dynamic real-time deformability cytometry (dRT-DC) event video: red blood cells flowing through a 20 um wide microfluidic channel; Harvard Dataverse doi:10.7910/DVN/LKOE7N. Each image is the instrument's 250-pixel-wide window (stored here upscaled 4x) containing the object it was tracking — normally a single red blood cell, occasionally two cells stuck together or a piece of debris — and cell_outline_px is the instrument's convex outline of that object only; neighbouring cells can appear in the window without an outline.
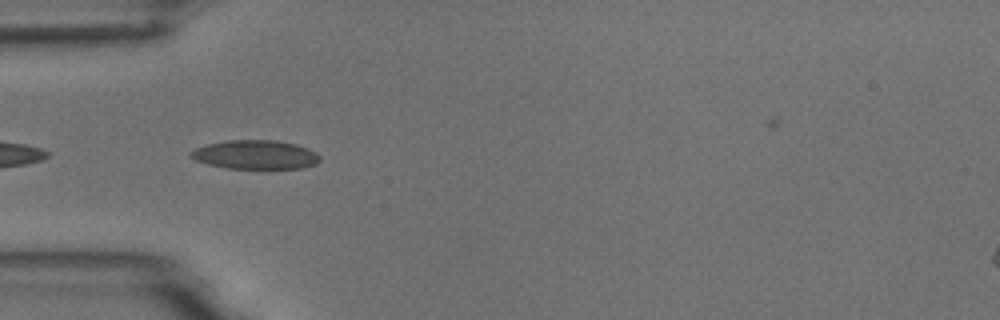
{"species": "common noctule bat (a hibernating species)", "species_latin": "Nyctalus noctula", "temperature_condition": "room temperature", "stored_images_in_passage": 6, "camera_frame_rate_fps": 3000, "um_per_image_px": 0.085, "animal": {"sex": "male", "body_mass_g": 18.8}, "frame": {"image": 1, "passage_image": 5, "time_ms": 5.0, "image_size_px": [1000, 320], "cell_outline_px": [[320, 160], [316, 164], [304, 168], [228, 168], [208, 164], [196, 160], [188, 156], [188, 152], [196, 148], [208, 144], [228, 140], [276, 140], [296, 144], [308, 148], [316, 152], [320, 156]], "centroid_in_image_um": [21.72, 13.14], "position_along_channel_um": 63.3, "area_um2": 21.79}}